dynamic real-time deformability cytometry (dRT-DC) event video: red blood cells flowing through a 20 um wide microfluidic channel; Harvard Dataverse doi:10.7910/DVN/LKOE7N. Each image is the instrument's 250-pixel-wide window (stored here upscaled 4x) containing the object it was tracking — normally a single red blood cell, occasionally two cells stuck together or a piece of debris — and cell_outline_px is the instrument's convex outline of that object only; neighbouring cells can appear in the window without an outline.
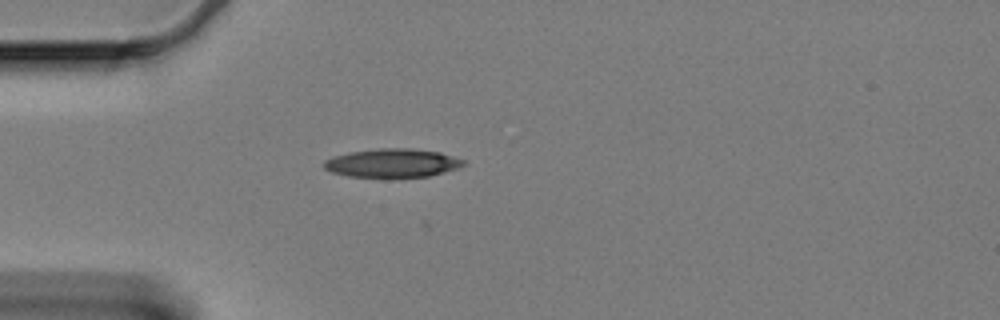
{"species": "Egyptian fruit bat (a non-hibernating species)", "species_latin": "Rousettus aegyptiacus", "temperature_condition": "cold", "stored_images_in_passage": 34, "camera_frame_rate_fps": 3000, "um_per_image_px": 0.085, "animal": {"sex": "female"}, "frame": {"image": 1, "passage_image": 1, "time_ms": 0.0, "image_size_px": [1000, 320], "cell_outline_px": [[464, 164], [456, 168], [444, 172], [428, 176], [384, 180], [348, 176], [332, 172], [324, 168], [324, 160], [336, 156], [352, 152], [376, 148], [412, 148], [440, 152], [464, 160]], "centroid_in_image_um": [33.33, 13.9], "position_along_channel_um": 51.7, "area_um2": 23.87}}
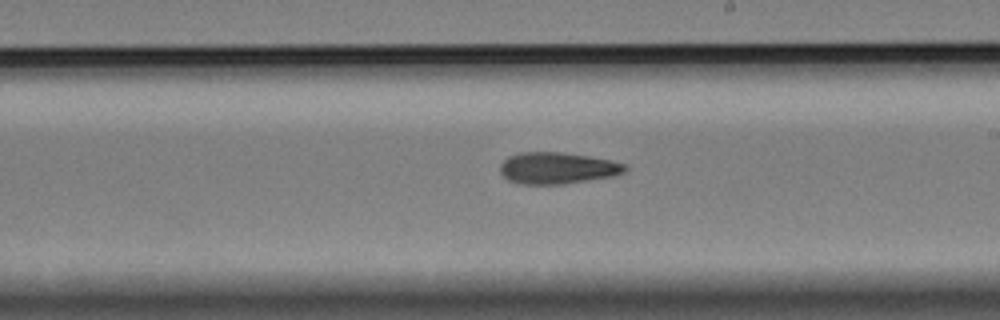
{"frame": {"image": 2, "passage_image": 19, "time_ms": 6.0, "image_size_px": [1000, 320], "cell_outline_px": [[628, 168], [624, 172], [612, 176], [564, 184], [520, 184], [508, 180], [500, 172], [500, 164], [508, 156], [520, 152], [564, 152], [588, 156], [628, 164]], "centroid_in_image_um": [47.36, 14.28], "position_along_channel_um": 241.6, "area_um2": 23.0}}
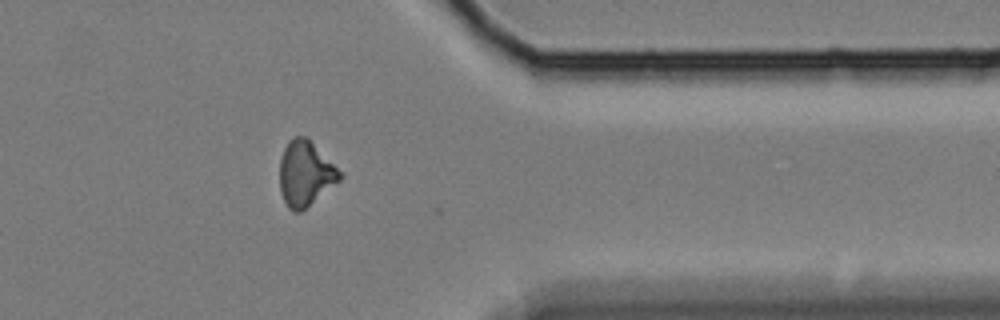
{"frame": {"image": 3, "passage_image": 33, "time_ms": 10.667, "image_size_px": [1000, 320], "cell_outline_px": [[344, 176], [340, 180], [300, 212], [292, 212], [288, 208], [284, 200], [280, 188], [280, 160], [284, 148], [288, 140], [292, 136], [308, 136], [344, 172]], "centroid_in_image_um": [25.99, 14.7], "position_along_channel_um": 385.4, "area_um2": 23.24}}